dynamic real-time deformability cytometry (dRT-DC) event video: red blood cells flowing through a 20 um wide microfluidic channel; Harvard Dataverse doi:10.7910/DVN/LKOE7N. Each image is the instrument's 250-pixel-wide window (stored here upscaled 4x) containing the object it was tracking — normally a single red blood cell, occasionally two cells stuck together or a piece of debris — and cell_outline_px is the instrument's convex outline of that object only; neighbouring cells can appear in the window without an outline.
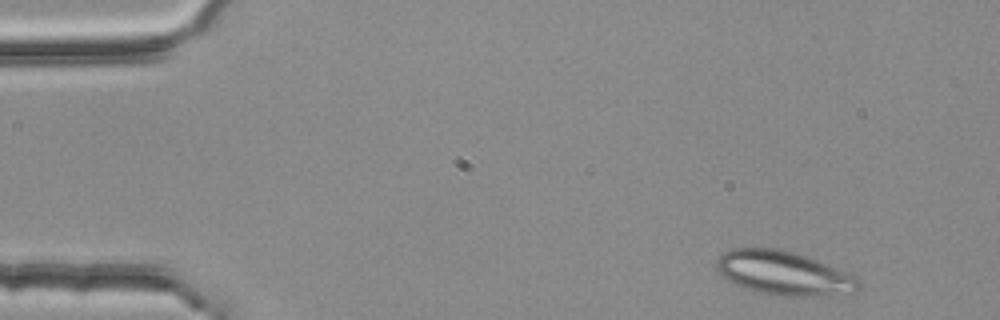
{"species": "common noctule bat (a hibernating species)", "species_latin": "Nyctalus noctula", "temperature_condition": "room temperature", "stored_images_in_passage": 5, "segment_of_instrument_passage": [2, 2], "camera_frame_rate_fps": 3000, "um_per_image_px": 0.085, "animal": {"sex": "female", "body_mass_g": 25.1}, "frame": {"image": 1, "passage_image": 5, "time_ms": 1.333, "image_size_px": [1000, 320], "cell_outline_px": [[860, 284], [856, 292], [828, 296], [772, 296], [744, 288], [728, 280], [716, 268], [716, 260], [724, 252], [732, 248], [780, 248], [808, 256], [852, 272], [856, 276]], "centroid_in_image_um": [66.69, 23.22], "position_along_channel_um": 18.3, "area_um2": 37.05}}